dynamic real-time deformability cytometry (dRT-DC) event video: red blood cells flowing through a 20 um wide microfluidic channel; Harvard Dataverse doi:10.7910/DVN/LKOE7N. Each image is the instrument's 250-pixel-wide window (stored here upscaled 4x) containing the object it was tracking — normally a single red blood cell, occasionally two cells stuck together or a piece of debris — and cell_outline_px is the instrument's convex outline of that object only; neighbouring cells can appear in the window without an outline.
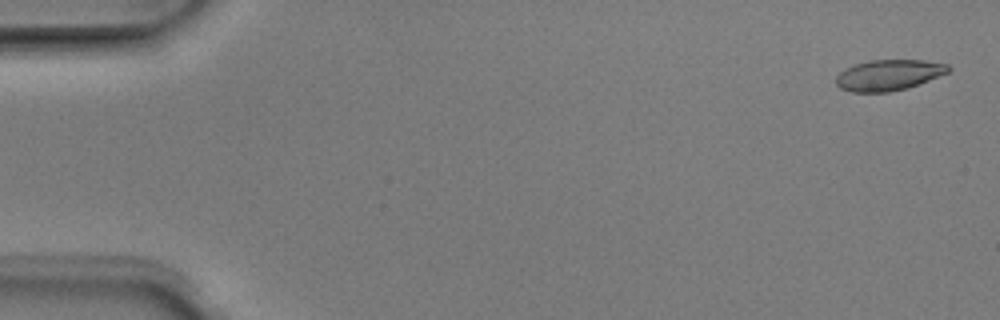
{"species": "Egyptian fruit bat (a non-hibernating species)", "species_latin": "Rousettus aegyptiacus", "temperature_condition": "room temperature", "stored_images_in_passage": 3, "camera_frame_rate_fps": 3000, "um_per_image_px": 0.085, "animal": {"sex": "male"}, "frame": {"image": 1, "passage_image": 1, "time_ms": 0.0, "image_size_px": [1000, 320], "cell_outline_px": [[952, 68], [948, 72], [908, 88], [888, 92], [852, 92], [840, 88], [836, 84], [836, 76], [844, 68], [868, 60], [924, 60], [948, 64]], "centroid_in_image_um": [75.52, 6.37], "position_along_channel_um": 9.5, "area_um2": 20.17}}